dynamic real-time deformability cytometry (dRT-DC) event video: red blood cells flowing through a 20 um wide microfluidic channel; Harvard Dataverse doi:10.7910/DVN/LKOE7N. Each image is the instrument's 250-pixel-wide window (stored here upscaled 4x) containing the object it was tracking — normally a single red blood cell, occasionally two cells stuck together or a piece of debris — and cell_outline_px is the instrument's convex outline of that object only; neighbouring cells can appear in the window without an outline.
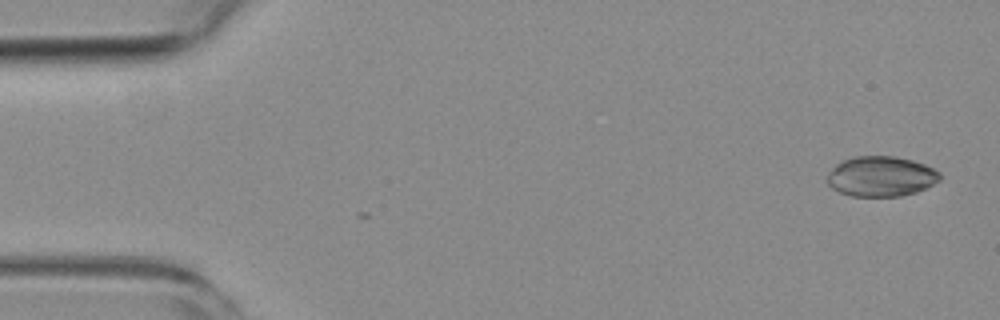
{"species": "common noctule bat (a hibernating species)", "species_latin": "Nyctalus noctula", "temperature_condition": "room temperature", "stored_images_in_passage": 52, "camera_frame_rate_fps": 3000, "um_per_image_px": 0.085, "animal": {"sex": "female", "body_mass_g": 19.3, "forearm_length_mm": 54.1}, "frame": {"image": 1, "passage_image": 1, "time_ms": 0.0, "image_size_px": [1000, 320], "cell_outline_px": [[940, 180], [916, 192], [900, 196], [852, 196], [840, 192], [832, 188], [828, 184], [828, 176], [832, 168], [836, 164], [852, 156], [896, 156], [912, 160], [924, 164], [940, 172]], "centroid_in_image_um": [74.88, 14.98], "position_along_channel_um": 10.1, "area_um2": 26.24}}
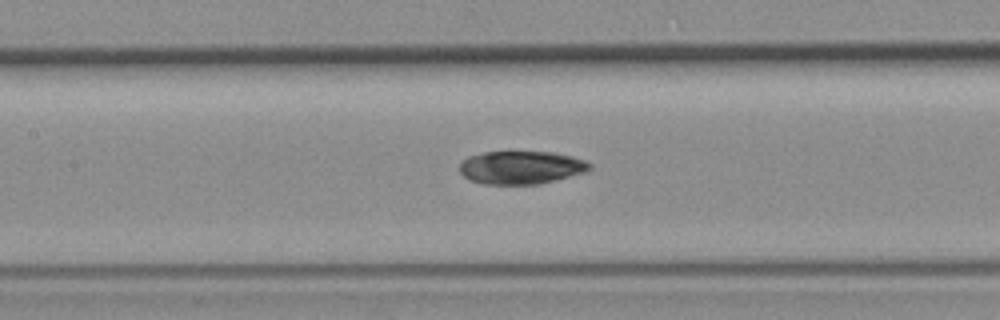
{"frame": {"image": 2, "passage_image": 23, "time_ms": 7.333, "image_size_px": [1000, 320], "cell_outline_px": [[592, 168], [584, 172], [540, 184], [484, 184], [468, 180], [460, 172], [460, 164], [468, 156], [484, 152], [552, 152], [572, 156], [584, 160], [592, 164]], "centroid_in_image_um": [44.28, 14.24], "position_along_channel_um": 163.1, "area_um2": 25.03}}
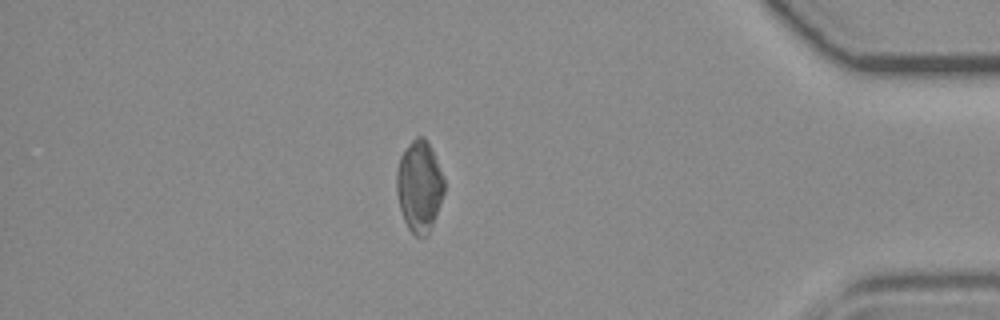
{"frame": {"image": 3, "passage_image": 45, "time_ms": 14.667, "image_size_px": [1000, 320], "cell_outline_px": [[444, 192], [436, 216], [428, 236], [416, 236], [408, 228], [404, 220], [400, 208], [396, 192], [396, 172], [400, 156], [412, 140], [416, 136], [424, 136], [432, 148], [444, 180]], "centroid_in_image_um": [35.64, 15.83], "position_along_channel_um": 399.6, "area_um2": 25.32}, "authors_computed_cell_mechanics": {"area_um2": 26.1256, "velocity_mm_per_s": 3.8022, "shape_relaxation_time_tau1_ms": null, "shape_relaxation_time_tau2_ms": 5.6523, "deformation_change_tau1": null, "deformation_change_tau2": 0.0948}}